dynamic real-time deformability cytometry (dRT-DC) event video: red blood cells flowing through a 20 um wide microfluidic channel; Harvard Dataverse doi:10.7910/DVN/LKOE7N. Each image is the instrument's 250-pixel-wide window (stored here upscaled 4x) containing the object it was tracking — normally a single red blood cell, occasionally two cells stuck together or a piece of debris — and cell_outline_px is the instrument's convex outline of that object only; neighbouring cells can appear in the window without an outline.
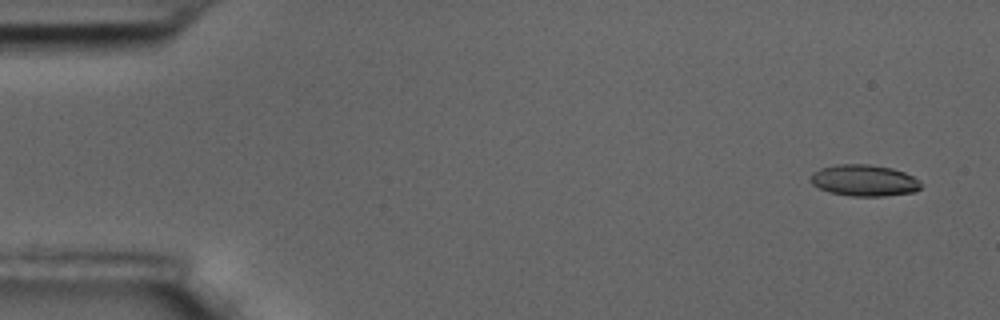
{"species": "common noctule bat (a hibernating species)", "species_latin": "Nyctalus noctula", "temperature_condition": "room temperature", "stored_images_in_passage": 5, "camera_frame_rate_fps": 3000, "um_per_image_px": 0.085, "animal": {"sex": "male", "body_mass_g": 17.5, "forearm_length_mm": 52.3}, "frame": {"image": 1, "passage_image": 1, "time_ms": 0.0, "image_size_px": [1000, 320], "cell_outline_px": [[920, 188], [916, 192], [884, 196], [852, 196], [828, 192], [812, 184], [808, 180], [812, 172], [820, 168], [836, 164], [868, 164], [892, 168], [904, 172], [920, 180]], "centroid_in_image_um": [73.43, 15.33], "position_along_channel_um": 11.6, "area_um2": 20.4}}
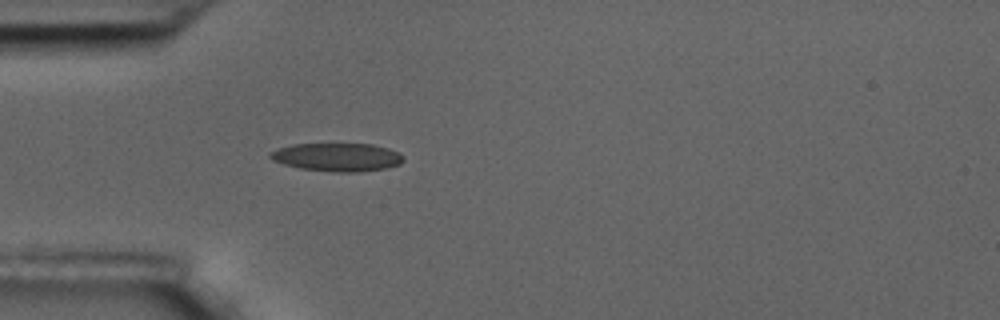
{"frame": {"image": 2, "passage_image": 5, "time_ms": 1.333, "image_size_px": [1000, 320], "cell_outline_px": [[404, 160], [400, 164], [384, 168], [356, 172], [336, 172], [300, 168], [284, 164], [272, 160], [268, 156], [268, 152], [276, 148], [292, 144], [372, 144], [388, 148], [400, 152], [404, 156]], "centroid_in_image_um": [28.64, 13.34], "position_along_channel_um": 56.4, "area_um2": 22.02}}